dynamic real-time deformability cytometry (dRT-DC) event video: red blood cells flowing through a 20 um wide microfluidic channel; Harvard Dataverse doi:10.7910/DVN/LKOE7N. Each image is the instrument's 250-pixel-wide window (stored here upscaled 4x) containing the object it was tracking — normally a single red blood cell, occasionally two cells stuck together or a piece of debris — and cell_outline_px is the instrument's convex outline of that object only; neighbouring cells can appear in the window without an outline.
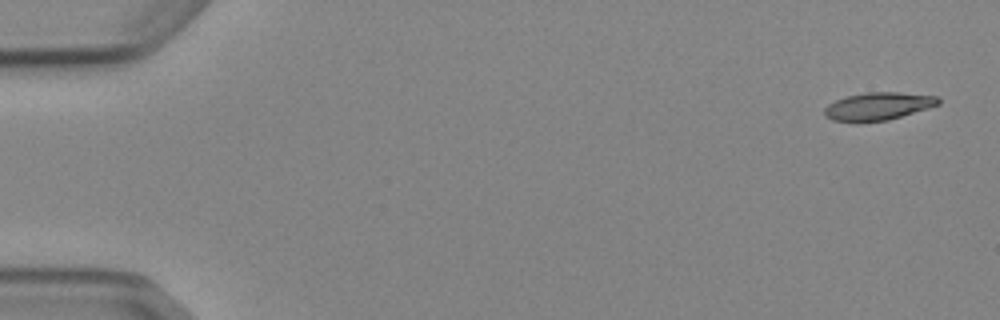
{"species": "Egyptian fruit bat (a non-hibernating species)", "species_latin": "Rousettus aegyptiacus", "temperature_condition": "cold", "stored_images_in_passage": 5, "camera_frame_rate_fps": 3000, "um_per_image_px": 0.085, "animal": {"sex": "female"}, "frame": {"image": 1, "passage_image": 1, "time_ms": 0.0, "image_size_px": [1000, 320], "cell_outline_px": [[940, 104], [928, 108], [888, 120], [856, 124], [832, 120], [824, 116], [824, 108], [828, 104], [836, 100], [848, 96], [868, 92], [900, 92], [940, 96]], "centroid_in_image_um": [74.62, 9.05], "position_along_channel_um": 10.4, "area_um2": 18.84}}